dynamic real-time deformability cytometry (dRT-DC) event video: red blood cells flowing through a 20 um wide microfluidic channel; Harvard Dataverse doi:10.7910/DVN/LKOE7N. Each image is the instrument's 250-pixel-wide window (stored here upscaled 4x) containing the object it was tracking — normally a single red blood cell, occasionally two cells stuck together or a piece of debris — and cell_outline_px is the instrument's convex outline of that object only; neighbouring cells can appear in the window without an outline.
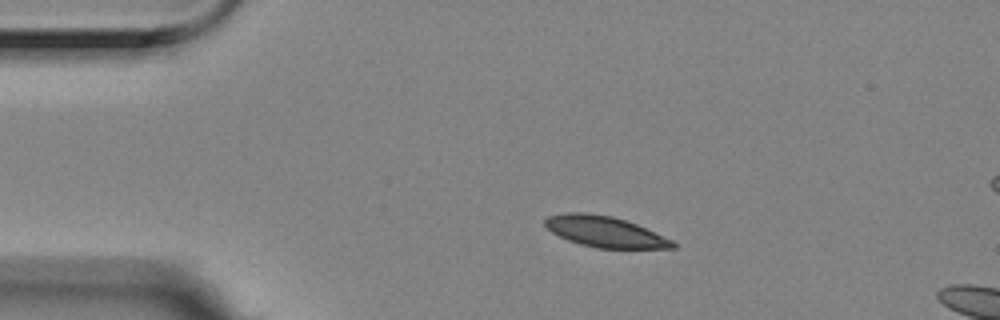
{"species": "Egyptian fruit bat (a non-hibernating species)", "species_latin": "Rousettus aegyptiacus", "temperature_condition": "room temperature", "stored_images_in_passage": 4, "camera_frame_rate_fps": 3000, "um_per_image_px": 0.085, "animal": {"sex": "female"}, "frame": {"image": 1, "passage_image": 2, "time_ms": 0.333, "image_size_px": [1000, 320], "cell_outline_px": [[676, 248], [596, 248], [580, 244], [568, 240], [552, 232], [544, 224], [544, 220], [548, 216], [564, 212], [584, 212], [612, 216], [636, 224], [672, 240], [676, 244]], "centroid_in_image_um": [51.39, 19.69], "position_along_channel_um": 33.6, "area_um2": 22.77}}